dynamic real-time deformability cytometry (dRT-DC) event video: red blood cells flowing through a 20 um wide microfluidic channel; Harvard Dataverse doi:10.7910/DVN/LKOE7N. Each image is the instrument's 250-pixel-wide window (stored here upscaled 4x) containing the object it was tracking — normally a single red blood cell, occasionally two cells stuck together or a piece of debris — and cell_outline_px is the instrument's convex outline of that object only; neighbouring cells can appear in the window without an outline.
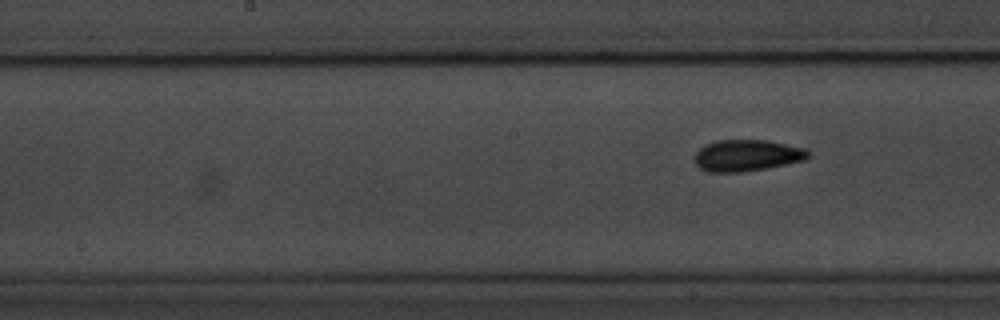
{"species": "common noctule bat (a hibernating species)", "species_latin": "Nyctalus noctula", "temperature_condition": "room temperature", "stored_images_in_passage": 10, "segment_of_instrument_passage": [2, 2], "camera_frame_rate_fps": 3000, "um_per_image_px": 0.085, "animal": {"sex": "male", "body_mass_g": 20.1, "forearm_length_mm": 53.5}, "frame": {"image": 1, "passage_image": 10, "time_ms": 11.333, "image_size_px": [1000, 320], "cell_outline_px": [[808, 156], [804, 160], [788, 164], [744, 172], [708, 172], [700, 168], [696, 164], [696, 152], [700, 148], [716, 140], [768, 140], [804, 148], [808, 152]], "centroid_in_image_um": [63.49, 13.22], "position_along_channel_um": 184.7, "area_um2": 20.69}}